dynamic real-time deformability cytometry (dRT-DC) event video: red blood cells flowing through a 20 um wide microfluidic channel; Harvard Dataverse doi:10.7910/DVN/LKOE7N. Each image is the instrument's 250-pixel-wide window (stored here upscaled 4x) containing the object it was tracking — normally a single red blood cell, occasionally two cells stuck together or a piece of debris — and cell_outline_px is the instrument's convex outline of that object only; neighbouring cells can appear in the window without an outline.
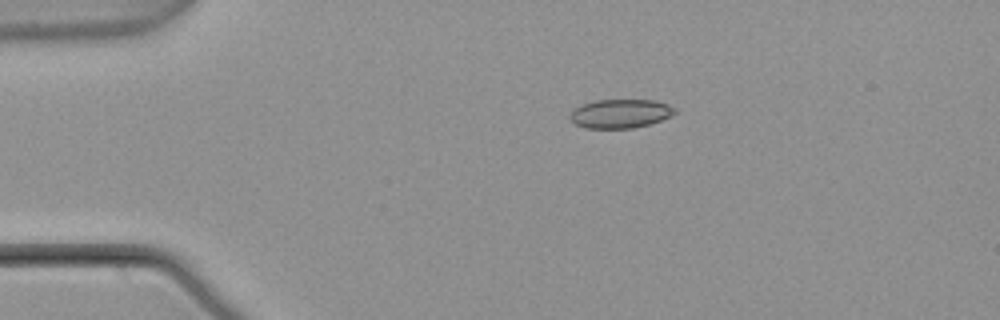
{"species": "common noctule bat (a hibernating species)", "species_latin": "Nyctalus noctula", "temperature_condition": "warm", "stored_images_in_passage": 3, "camera_frame_rate_fps": 3000, "um_per_image_px": 0.085, "animal": {"sex": "male", "body_mass_g": 21.5, "forearm_length_mm": 52.0}, "frame": {"image": 1, "passage_image": 1, "time_ms": 0.0, "image_size_px": [1000, 320], "cell_outline_px": [[676, 112], [672, 116], [648, 124], [632, 128], [584, 128], [576, 124], [568, 116], [576, 108], [584, 104], [596, 100], [656, 100], [668, 104], [676, 108]], "centroid_in_image_um": [52.76, 9.65], "position_along_channel_um": 32.2, "area_um2": 17.51}}
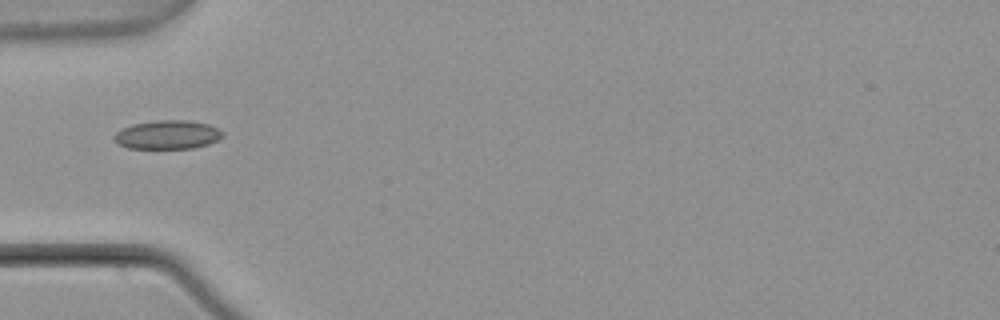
{"frame": {"image": 2, "passage_image": 3, "time_ms": 0.667, "image_size_px": [1000, 320], "cell_outline_px": [[224, 136], [208, 144], [192, 148], [128, 148], [120, 144], [112, 136], [120, 128], [132, 124], [156, 120], [188, 120], [208, 124], [220, 128], [224, 132]], "centroid_in_image_um": [14.26, 11.43], "position_along_channel_um": 70.7, "area_um2": 18.26}}